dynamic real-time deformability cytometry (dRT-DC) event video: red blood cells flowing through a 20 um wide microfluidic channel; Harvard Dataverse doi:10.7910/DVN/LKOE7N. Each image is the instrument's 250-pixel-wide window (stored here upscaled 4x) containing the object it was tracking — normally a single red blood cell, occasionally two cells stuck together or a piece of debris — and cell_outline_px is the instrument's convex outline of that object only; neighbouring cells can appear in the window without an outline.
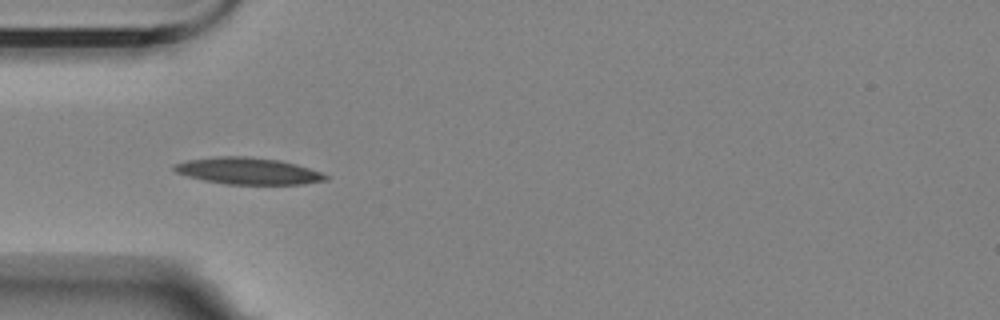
{"species": "Egyptian fruit bat (a non-hibernating species)", "species_latin": "Rousettus aegyptiacus", "temperature_condition": "room temperature", "stored_images_in_passage": 6, "camera_frame_rate_fps": 3000, "um_per_image_px": 0.085, "animal": {"sex": "female"}, "frame": {"image": 1, "passage_image": 2, "time_ms": 1.0, "image_size_px": [1000, 320], "cell_outline_px": [[328, 180], [304, 184], [224, 184], [204, 180], [188, 176], [176, 172], [172, 168], [172, 164], [188, 160], [216, 156], [248, 156], [280, 160], [296, 164], [320, 172], [328, 176]], "centroid_in_image_um": [21.07, 14.53], "position_along_channel_um": 63.9, "area_um2": 23.58}}
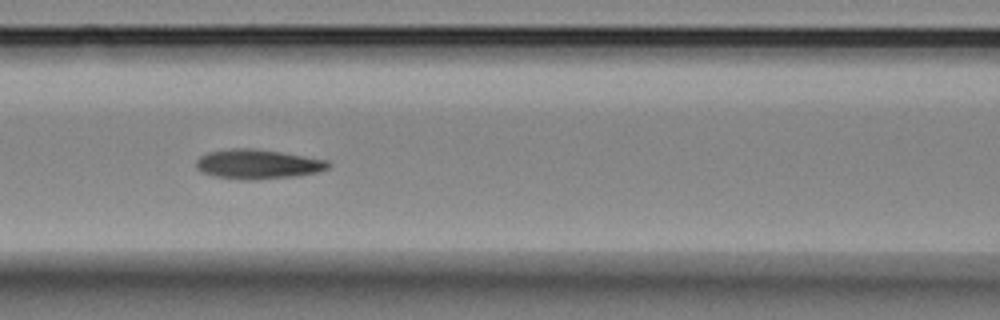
{"frame": {"image": 2, "passage_image": 4, "time_ms": 3.333, "image_size_px": [1000, 320], "cell_outline_px": [[332, 164], [328, 168], [316, 172], [296, 176], [252, 180], [240, 180], [216, 176], [200, 172], [196, 168], [196, 160], [200, 156], [208, 152], [232, 148], [252, 148], [280, 152], [328, 160]], "centroid_in_image_um": [21.89, 13.95], "position_along_channel_um": 144.7, "area_um2": 22.77}}
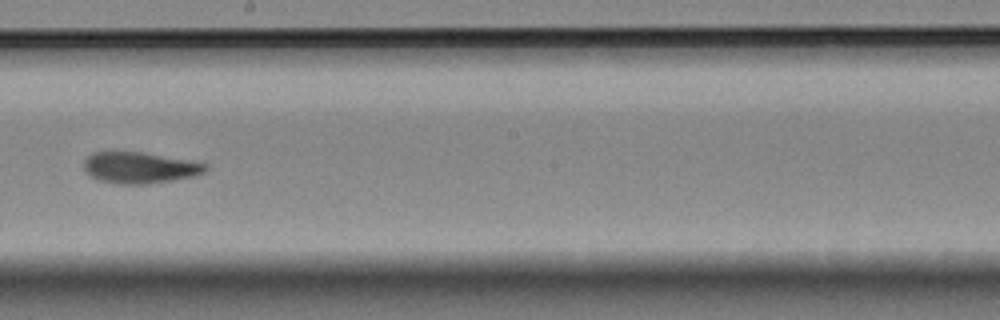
{"frame": {"image": 3, "passage_image": 6, "time_ms": 6.0, "image_size_px": [1000, 320], "cell_outline_px": [[208, 168], [204, 172], [196, 176], [148, 184], [116, 184], [100, 180], [84, 172], [84, 160], [92, 152], [140, 152], [188, 160], [208, 164]], "centroid_in_image_um": [11.87, 14.26], "position_along_channel_um": 236.3, "area_um2": 22.08}}